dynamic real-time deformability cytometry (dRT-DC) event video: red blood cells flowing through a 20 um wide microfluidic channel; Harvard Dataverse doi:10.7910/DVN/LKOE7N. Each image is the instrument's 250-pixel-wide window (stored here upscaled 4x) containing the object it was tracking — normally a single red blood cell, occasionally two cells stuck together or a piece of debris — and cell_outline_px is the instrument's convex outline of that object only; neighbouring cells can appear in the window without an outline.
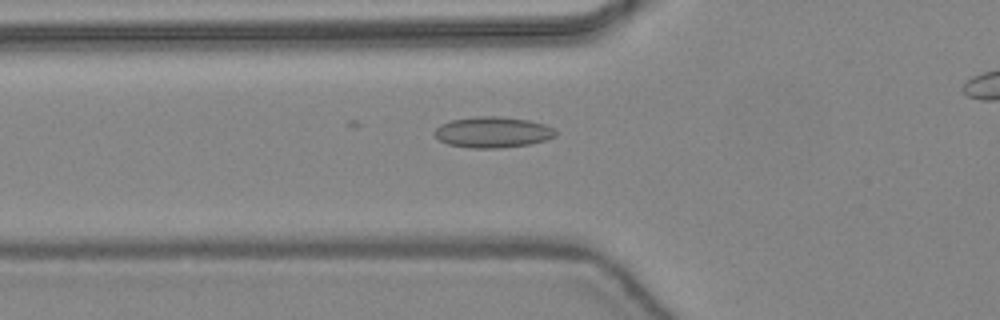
{"species": "common noctule bat (a hibernating species)", "species_latin": "Nyctalus noctula", "temperature_condition": "warm", "stored_images_in_passage": 35, "camera_frame_rate_fps": 3000, "um_per_image_px": 0.085, "animal": {"sex": "female", "body_mass_g": 24.6, "forearm_length_mm": 56.2}, "frame": {"image": 1, "passage_image": 12, "time_ms": 3.667, "image_size_px": [1000, 320], "cell_outline_px": [[556, 136], [544, 140], [528, 144], [500, 148], [472, 148], [448, 144], [440, 140], [432, 132], [440, 124], [452, 120], [476, 116], [500, 116], [528, 120], [544, 124], [552, 128], [556, 132]], "centroid_in_image_um": [41.85, 11.23], "position_along_channel_um": 83.9, "area_um2": 21.68}}
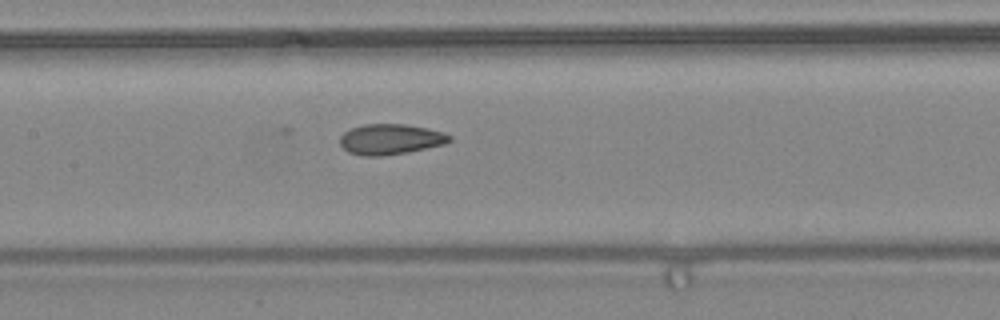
{"frame": {"image": 2, "passage_image": 18, "time_ms": 5.667, "image_size_px": [1000, 320], "cell_outline_px": [[452, 140], [444, 144], [408, 152], [384, 156], [364, 156], [348, 152], [340, 144], [340, 136], [344, 132], [352, 128], [364, 124], [404, 124], [444, 132], [452, 136]], "centroid_in_image_um": [33.18, 11.84], "position_along_channel_um": 174.2, "area_um2": 19.42}}
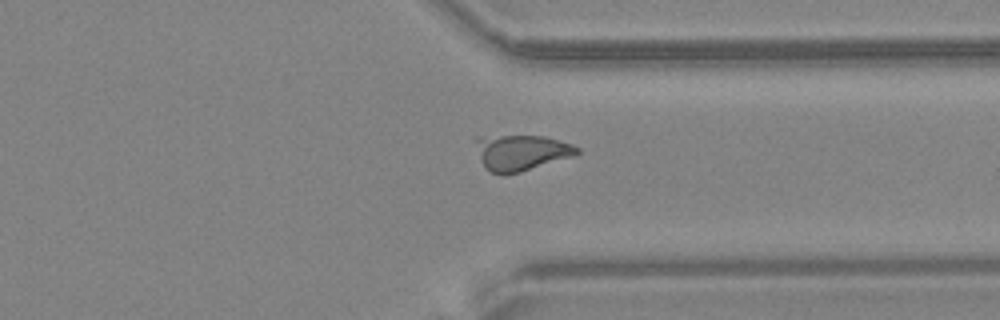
{"frame": {"image": 3, "passage_image": 31, "time_ms": 10.0, "image_size_px": [1000, 320], "cell_outline_px": [[580, 152], [576, 156], [520, 172], [504, 176], [492, 172], [484, 168], [480, 160], [472, 140], [476, 136], [544, 136], [572, 144], [580, 148]], "centroid_in_image_um": [44.27, 12.97], "position_along_channel_um": 367.1, "area_um2": 21.68}}